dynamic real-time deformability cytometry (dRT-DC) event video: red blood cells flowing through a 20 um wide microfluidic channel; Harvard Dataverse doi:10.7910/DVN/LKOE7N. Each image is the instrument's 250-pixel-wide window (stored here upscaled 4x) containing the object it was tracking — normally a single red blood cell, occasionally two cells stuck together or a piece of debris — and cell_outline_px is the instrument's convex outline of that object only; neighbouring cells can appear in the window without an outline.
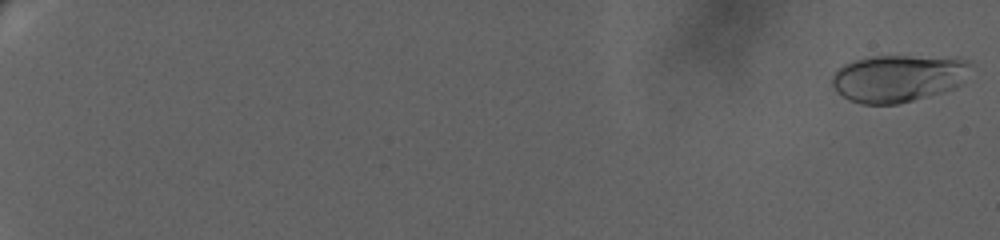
{"species": "human", "species_latin": "Homo sapiens", "temperature_condition": "warm", "stored_images_in_passage": 78, "camera_frame_rate_fps": 3000, "um_per_image_px": 0.085, "donor": {"sex": "female"}, "frame": {"image": 1, "passage_image": 1, "time_ms": 0.0, "image_size_px": [1000, 240], "cell_outline_px": [[976, 64], [960, 84], [956, 88], [944, 92], [896, 104], [860, 104], [836, 92], [832, 84], [832, 76], [844, 64], [856, 60], [872, 56], [956, 56], [972, 60]], "centroid_in_image_um": [76.46, 6.62], "position_along_channel_um": 8.5, "area_um2": 38.78}}
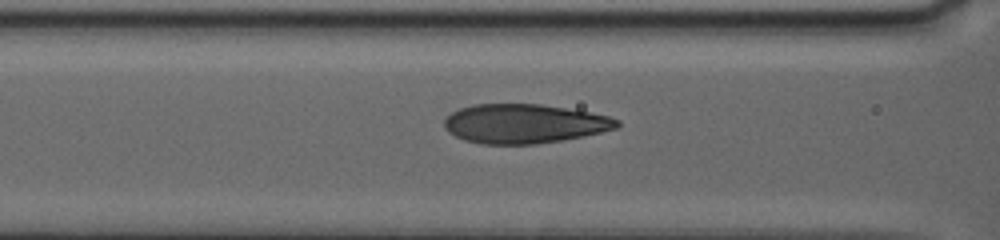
{"frame": {"image": 2, "passage_image": 37, "time_ms": 11.667, "image_size_px": [1000, 240], "cell_outline_px": [[620, 124], [616, 128], [600, 132], [560, 140], [536, 144], [480, 144], [464, 140], [448, 132], [444, 128], [444, 120], [452, 112], [460, 108], [472, 104], [540, 104], [592, 112], [608, 116], [620, 120]], "centroid_in_image_um": [44.53, 10.51], "position_along_channel_um": 122.1, "area_um2": 39.42}}
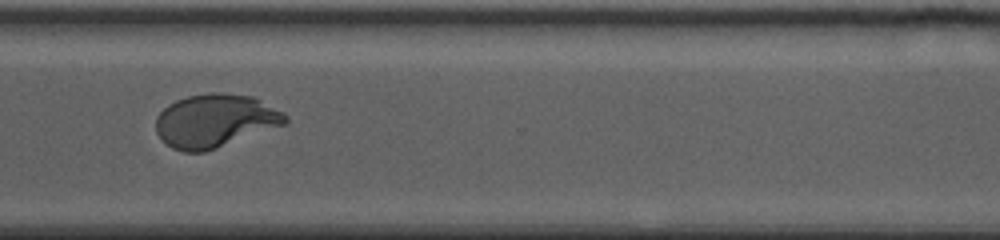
{"frame": {"image": 3, "passage_image": 77, "time_ms": 19.0, "image_size_px": [1000, 240], "cell_outline_px": [[288, 124], [204, 152], [184, 152], [172, 148], [156, 132], [156, 116], [168, 104], [176, 100], [188, 96], [212, 92], [220, 92], [252, 96], [284, 112], [288, 116]], "centroid_in_image_um": [18.31, 10.26], "position_along_channel_um": 352.3, "area_um2": 40.29}}